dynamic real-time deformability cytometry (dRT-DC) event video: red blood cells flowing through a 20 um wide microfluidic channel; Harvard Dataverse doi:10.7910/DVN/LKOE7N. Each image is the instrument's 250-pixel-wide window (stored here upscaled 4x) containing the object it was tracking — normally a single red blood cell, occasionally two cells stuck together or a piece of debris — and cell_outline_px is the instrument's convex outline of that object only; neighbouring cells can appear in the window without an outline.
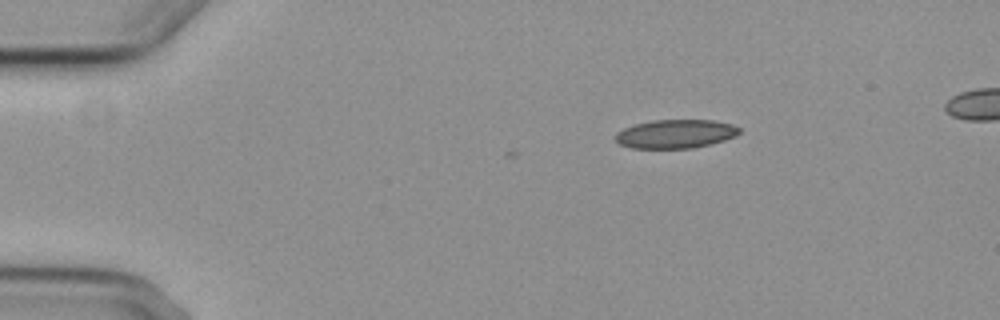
{"species": "common noctule bat (a hibernating species)", "species_latin": "Nyctalus noctula", "temperature_condition": "cold", "stored_images_in_passage": 4, "segment_of_instrument_passage": [1, 2], "camera_frame_rate_fps": 3000, "um_per_image_px": 0.085, "animal": {"sex": "female", "body_mass_g": 29.2, "forearm_length_mm": 56.3}, "frame": {"image": 1, "passage_image": 1, "time_ms": 0.0, "image_size_px": [1000, 320], "cell_outline_px": [[740, 132], [736, 136], [724, 140], [692, 148], [632, 148], [620, 144], [612, 136], [616, 132], [624, 128], [636, 124], [652, 120], [712, 120], [732, 124], [740, 128]], "centroid_in_image_um": [57.4, 11.37], "position_along_channel_um": 27.6, "area_um2": 20.69}}